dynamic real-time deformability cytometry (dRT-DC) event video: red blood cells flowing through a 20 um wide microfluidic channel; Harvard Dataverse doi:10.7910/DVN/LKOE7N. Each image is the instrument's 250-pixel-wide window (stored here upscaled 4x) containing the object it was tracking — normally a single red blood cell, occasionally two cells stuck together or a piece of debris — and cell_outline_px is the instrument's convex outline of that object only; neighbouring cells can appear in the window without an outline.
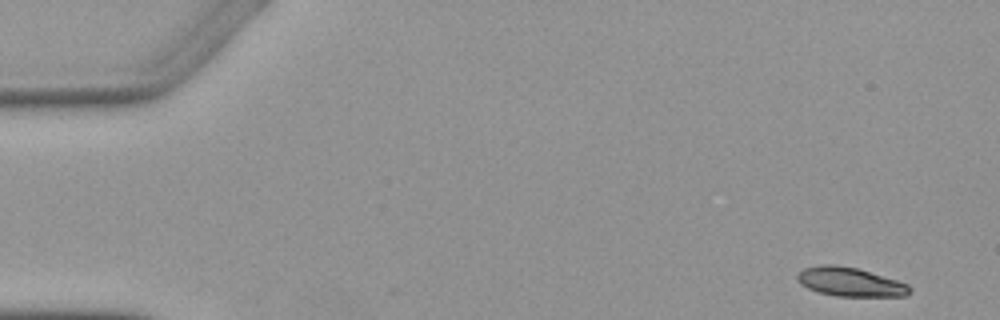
{"species": "Egyptian fruit bat (a non-hibernating species)", "species_latin": "Rousettus aegyptiacus", "temperature_condition": "warm", "stored_images_in_passage": 7, "camera_frame_rate_fps": 3000, "um_per_image_px": 0.085, "animal": {"sex": "female"}, "frame": {"image": 1, "passage_image": 1, "time_ms": 0.0, "image_size_px": [1000, 320], "cell_outline_px": [[912, 288], [904, 296], [836, 296], [820, 292], [808, 288], [800, 284], [796, 280], [796, 276], [804, 268], [820, 264], [836, 264], [856, 268], [896, 280], [908, 284]], "centroid_in_image_um": [72.22, 23.95], "position_along_channel_um": 12.8, "area_um2": 18.79}}
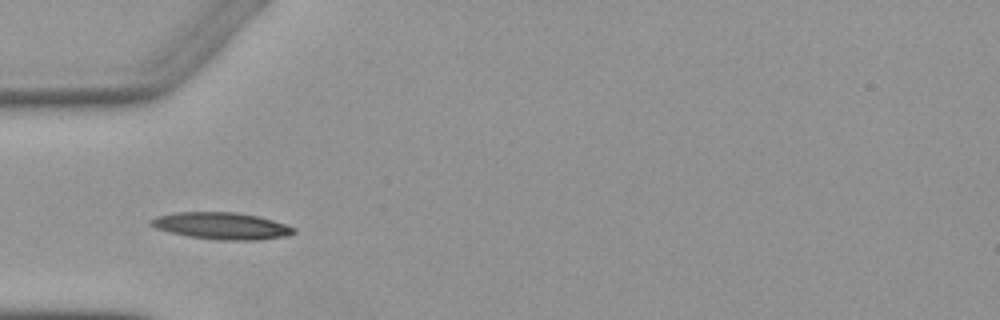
{"frame": {"image": 2, "passage_image": 5, "time_ms": 4.667, "image_size_px": [1000, 320], "cell_outline_px": [[296, 232], [284, 236], [256, 240], [224, 240], [188, 236], [168, 232], [156, 228], [148, 224], [148, 220], [156, 216], [176, 212], [236, 212], [260, 216], [296, 228]], "centroid_in_image_um": [18.79, 19.19], "position_along_channel_um": 66.2, "area_um2": 22.37}}
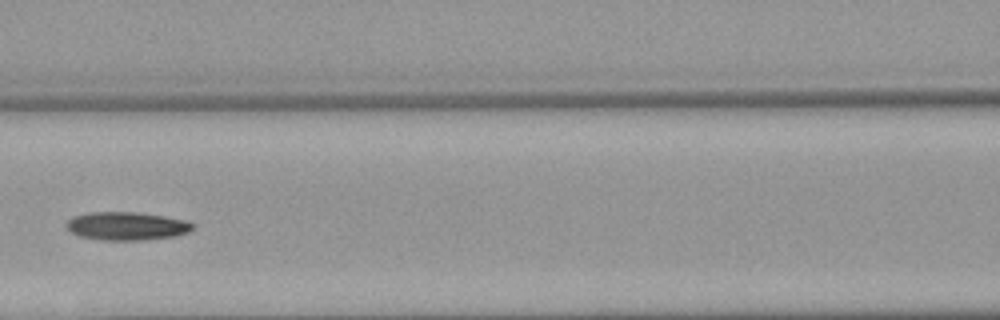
{"frame": {"image": 3, "passage_image": 7, "time_ms": 7.0, "image_size_px": [1000, 320], "cell_outline_px": [[196, 224], [188, 232], [176, 236], [148, 240], [100, 240], [76, 236], [64, 224], [72, 216], [88, 212], [136, 212], [164, 216], [184, 220]], "centroid_in_image_um": [10.74, 19.22], "position_along_channel_um": 155.9, "area_um2": 21.04}}